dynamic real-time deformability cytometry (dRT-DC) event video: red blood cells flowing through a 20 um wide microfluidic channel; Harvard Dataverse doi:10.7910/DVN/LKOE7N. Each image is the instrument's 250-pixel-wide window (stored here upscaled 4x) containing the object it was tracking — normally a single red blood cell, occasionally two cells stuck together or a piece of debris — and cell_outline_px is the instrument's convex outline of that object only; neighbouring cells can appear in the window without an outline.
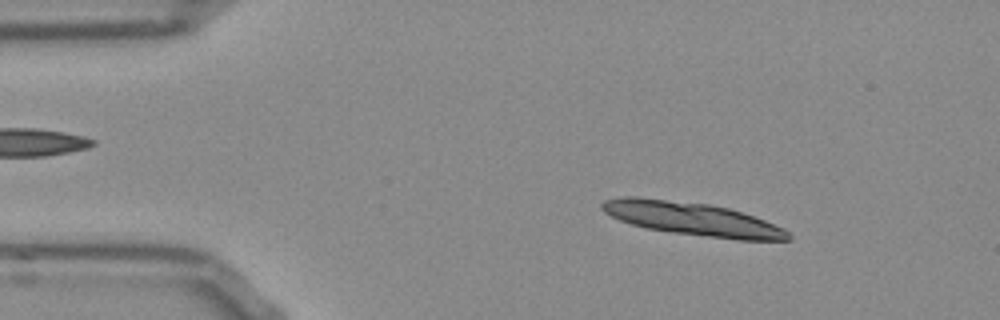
{"species": "Egyptian fruit bat (a non-hibernating species)", "species_latin": "Rousettus aegyptiacus", "temperature_condition": "room temperature", "stored_images_in_passage": 14, "camera_frame_rate_fps": 3000, "um_per_image_px": 0.085, "frame": {"image": 1, "passage_image": 7, "time_ms": 2.0, "image_size_px": [1000, 320], "cell_outline_px": [[792, 240], [736, 240], [672, 232], [644, 228], [620, 220], [604, 212], [600, 208], [600, 204], [604, 200], [620, 196], [636, 196], [708, 204], [728, 208], [764, 220], [784, 228], [792, 236]], "centroid_in_image_um": [58.82, 18.6], "position_along_channel_um": 26.2, "area_um2": 36.01}}